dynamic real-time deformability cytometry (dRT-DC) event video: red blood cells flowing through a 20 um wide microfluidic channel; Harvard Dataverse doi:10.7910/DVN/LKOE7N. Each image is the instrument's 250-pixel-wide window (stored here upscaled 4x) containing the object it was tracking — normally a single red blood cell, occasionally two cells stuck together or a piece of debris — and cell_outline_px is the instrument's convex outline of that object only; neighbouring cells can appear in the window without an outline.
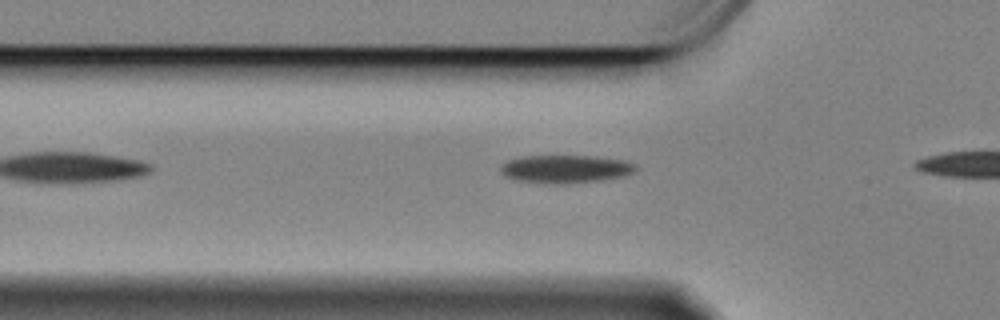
{"species": "Egyptian fruit bat (a non-hibernating species)", "species_latin": "Rousettus aegyptiacus", "temperature_condition": "cold", "stored_images_in_passage": 8, "camera_frame_rate_fps": 3000, "um_per_image_px": 0.085, "animal": {"sex": "female"}, "frame": {"image": 1, "passage_image": 2, "time_ms": 0.333, "image_size_px": [1000, 320], "cell_outline_px": [[636, 168], [632, 172], [624, 176], [596, 180], [560, 184], [556, 184], [516, 180], [504, 176], [500, 172], [500, 168], [508, 160], [528, 156], [596, 156], [624, 160], [636, 164]], "centroid_in_image_um": [48.06, 14.35], "position_along_channel_um": 77.7, "area_um2": 21.73}}
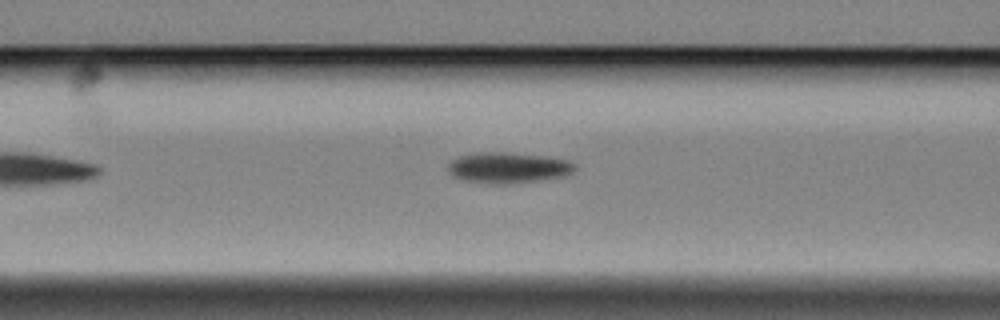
{"frame": {"image": 2, "passage_image": 6, "time_ms": 1.667, "image_size_px": [1000, 320], "cell_outline_px": [[576, 168], [572, 172], [564, 176], [540, 180], [512, 184], [492, 184], [464, 180], [452, 176], [448, 172], [448, 164], [452, 160], [460, 156], [476, 152], [500, 152], [544, 156], [568, 160]], "centroid_in_image_um": [43.15, 14.26], "position_along_channel_um": 123.4, "area_um2": 22.72}}